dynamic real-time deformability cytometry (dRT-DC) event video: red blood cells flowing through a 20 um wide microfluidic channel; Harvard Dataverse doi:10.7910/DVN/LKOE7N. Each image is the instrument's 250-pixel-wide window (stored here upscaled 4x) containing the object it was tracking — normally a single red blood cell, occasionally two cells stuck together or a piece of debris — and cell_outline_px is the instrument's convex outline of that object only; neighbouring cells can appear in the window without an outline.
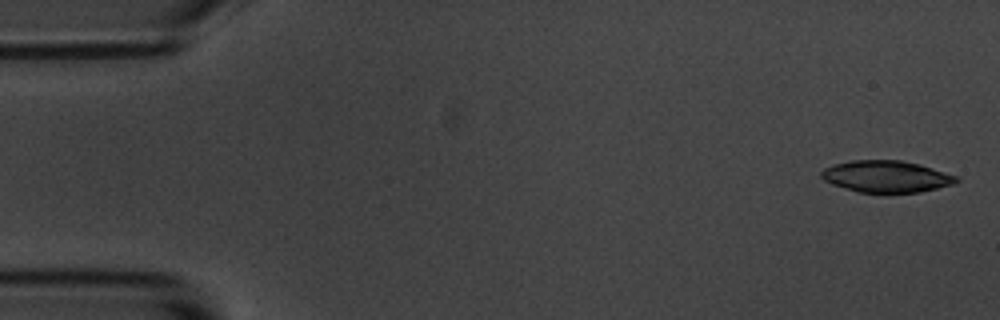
{"species": "common noctule bat (a hibernating species)", "species_latin": "Nyctalus noctula", "temperature_condition": "room temperature", "stored_images_in_passage": 5, "camera_frame_rate_fps": 3000, "um_per_image_px": 0.085, "animal": {"sex": "male", "body_mass_g": 20.1, "forearm_length_mm": 53.5}, "frame": {"image": 1, "passage_image": 1, "time_ms": 0.0, "image_size_px": [1000, 320], "cell_outline_px": [[960, 180], [952, 184], [920, 192], [856, 192], [832, 184], [824, 180], [820, 176], [820, 172], [824, 168], [832, 164], [852, 160], [900, 160], [920, 164], [960, 176]], "centroid_in_image_um": [75.33, 14.99], "position_along_channel_um": 9.7, "area_um2": 25.09}}
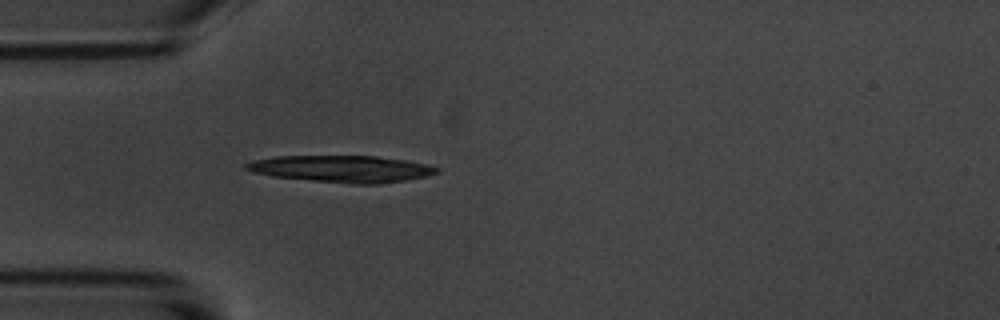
{"frame": {"image": 2, "passage_image": 5, "time_ms": 4.667, "image_size_px": [1000, 320], "cell_outline_px": [[440, 172], [408, 180], [380, 184], [356, 184], [312, 180], [272, 176], [252, 172], [244, 168], [244, 164], [252, 160], [276, 156], [376, 156], [404, 160], [424, 164], [440, 168]], "centroid_in_image_um": [29.03, 14.35], "position_along_channel_um": 56.0, "area_um2": 29.65}}